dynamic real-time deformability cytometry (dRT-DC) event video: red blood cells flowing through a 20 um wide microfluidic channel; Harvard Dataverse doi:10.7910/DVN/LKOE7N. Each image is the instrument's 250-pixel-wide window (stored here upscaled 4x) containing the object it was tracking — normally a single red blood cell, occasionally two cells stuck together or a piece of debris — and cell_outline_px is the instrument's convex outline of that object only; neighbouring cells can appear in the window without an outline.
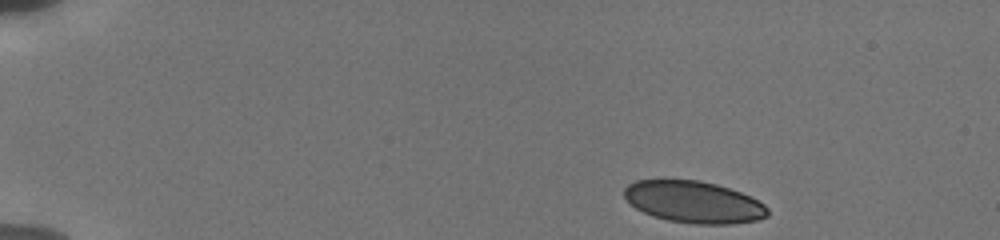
{"species": "human", "species_latin": "Homo sapiens", "temperature_condition": "cold", "stored_images_in_passage": 47, "camera_frame_rate_fps": 3000, "um_per_image_px": 0.085, "donor": {"sex": "male"}, "frame": {"image": 1, "passage_image": 1, "time_ms": 0.0, "image_size_px": [1000, 240], "cell_outline_px": [[768, 216], [756, 220], [732, 224], [696, 224], [668, 220], [652, 216], [636, 208], [624, 196], [624, 188], [628, 184], [636, 180], [700, 180], [716, 184], [740, 192], [764, 204], [768, 208]], "centroid_in_image_um": [58.96, 17.17], "position_along_channel_um": 26.0, "area_um2": 34.74}}
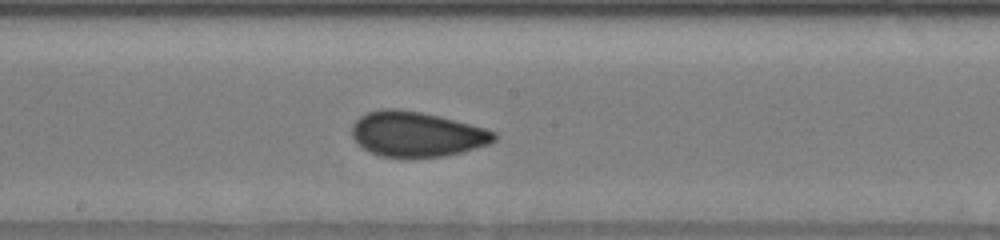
{"frame": {"image": 2, "passage_image": 24, "time_ms": 7.667, "image_size_px": [1000, 240], "cell_outline_px": [[500, 136], [496, 140], [488, 144], [460, 152], [444, 156], [380, 156], [364, 148], [352, 136], [352, 124], [360, 116], [368, 112], [384, 108], [396, 108], [420, 112], [440, 116], [484, 128], [496, 132]], "centroid_in_image_um": [35.43, 11.38], "position_along_channel_um": 212.8, "area_um2": 36.88}}
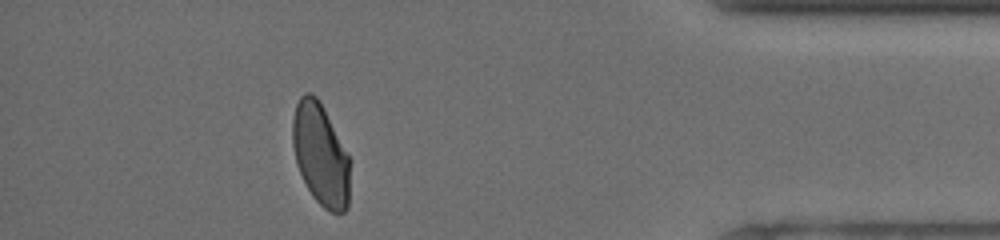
{"frame": {"image": 3, "passage_image": 42, "time_ms": 13.667, "image_size_px": [1000, 240], "cell_outline_px": [[348, 208], [344, 212], [332, 212], [324, 208], [312, 196], [296, 164], [292, 144], [292, 120], [296, 104], [300, 96], [304, 92], [312, 92], [320, 100], [348, 156]], "centroid_in_image_um": [27.21, 13.1], "position_along_channel_um": 408.0, "area_um2": 33.76}, "authors_computed_cell_mechanics": {"area_um2": 36.0672, "velocity_mm_per_s": 3.8297, "shape_relaxation_time_tau1_ms": null, "shape_relaxation_time_tau2_ms": 0.7659, "deformation_change_tau1": null, "deformation_change_tau2": 0.0546}}